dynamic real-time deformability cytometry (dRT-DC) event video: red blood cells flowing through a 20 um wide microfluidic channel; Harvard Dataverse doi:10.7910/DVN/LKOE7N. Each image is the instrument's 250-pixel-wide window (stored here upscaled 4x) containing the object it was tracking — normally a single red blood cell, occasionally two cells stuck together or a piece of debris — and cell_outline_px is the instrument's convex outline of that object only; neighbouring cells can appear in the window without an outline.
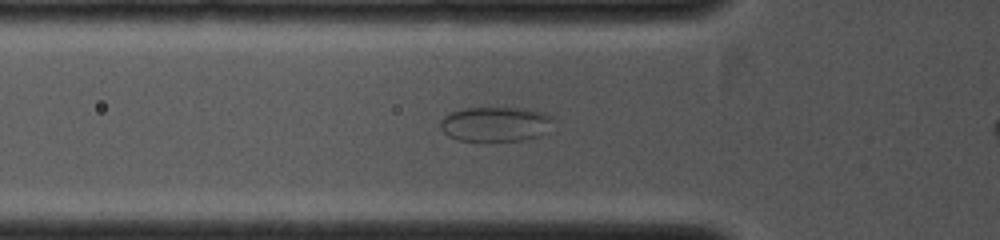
{"species": "common noctule bat (a hibernating species)", "species_latin": "Nyctalus noctula", "temperature_condition": "cold", "stored_images_in_passage": 14, "camera_frame_rate_fps": 4000, "um_per_image_px": 0.085, "animal": {"sex": "female", "body_mass_g": 19.0, "forearm_length_mm": 53.3}, "frame": {"image": 1, "passage_image": 11, "time_ms": 2.75, "image_size_px": [1000, 240], "cell_outline_px": [[556, 120], [544, 132], [536, 136], [520, 140], [460, 140], [448, 136], [440, 128], [440, 120], [444, 116], [452, 112], [464, 108], [524, 108], [548, 112]], "centroid_in_image_um": [42.14, 10.52], "position_along_channel_um": 83.7, "area_um2": 22.77}}